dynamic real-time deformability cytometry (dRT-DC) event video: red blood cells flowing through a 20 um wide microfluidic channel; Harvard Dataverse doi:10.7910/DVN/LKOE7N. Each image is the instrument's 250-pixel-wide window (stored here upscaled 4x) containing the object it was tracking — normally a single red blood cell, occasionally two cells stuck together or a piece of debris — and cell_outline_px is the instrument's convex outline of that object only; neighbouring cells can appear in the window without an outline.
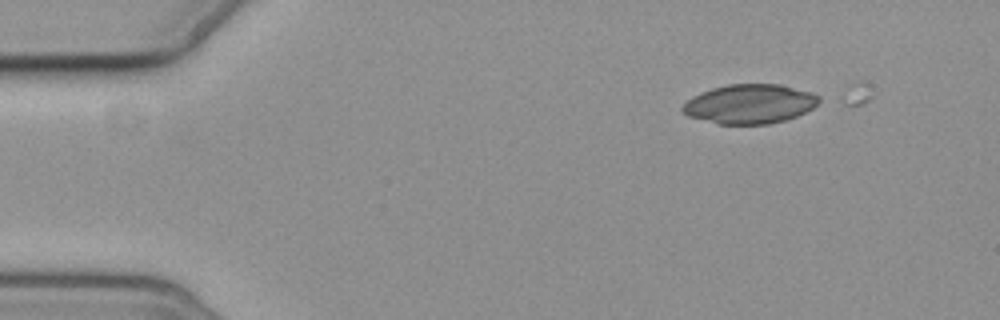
{"species": "common noctule bat (a hibernating species)", "species_latin": "Nyctalus noctula", "temperature_condition": "cold", "stored_images_in_passage": 2, "camera_frame_rate_fps": 3000, "um_per_image_px": 0.085, "animal": {"sex": "female", "body_mass_g": 19.3, "forearm_length_mm": 54.1}, "frame": {"image": 1, "passage_image": 1, "time_ms": 0.0, "image_size_px": [1000, 320], "cell_outline_px": [[820, 100], [812, 108], [796, 116], [784, 120], [768, 124], [716, 124], [688, 116], [680, 108], [692, 96], [700, 92], [712, 88], [728, 84], [780, 84], [812, 92], [820, 96]], "centroid_in_image_um": [63.71, 8.83], "position_along_channel_um": 21.3, "area_um2": 31.27}}